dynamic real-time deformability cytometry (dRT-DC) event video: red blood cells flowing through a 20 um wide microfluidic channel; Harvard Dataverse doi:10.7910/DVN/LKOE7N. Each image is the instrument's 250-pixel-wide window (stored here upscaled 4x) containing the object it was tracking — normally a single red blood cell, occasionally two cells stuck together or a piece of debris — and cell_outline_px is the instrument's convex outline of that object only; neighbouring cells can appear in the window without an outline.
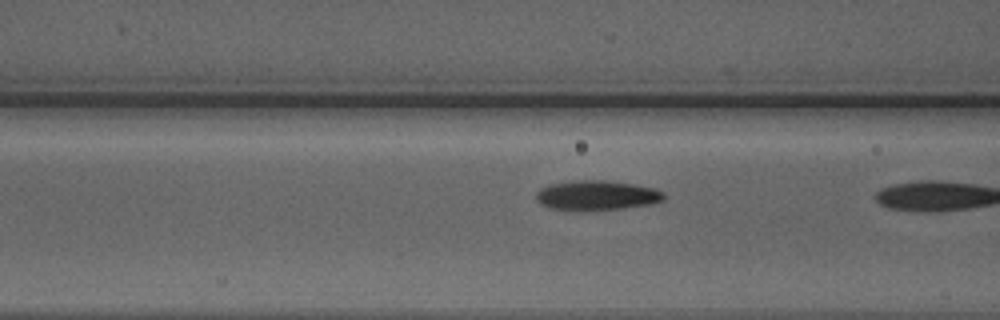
{"species": "Egyptian fruit bat (a non-hibernating species)", "species_latin": "Rousettus aegyptiacus", "temperature_condition": "warm", "stored_images_in_passage": 9, "camera_frame_rate_fps": 3000, "um_per_image_px": 0.085, "animal": {"sex": "male"}, "frame": {"image": 1, "passage_image": 8, "time_ms": 2.333, "image_size_px": [1000, 320], "cell_outline_px": [[664, 200], [652, 204], [624, 208], [584, 212], [572, 212], [548, 208], [540, 204], [536, 200], [536, 192], [540, 188], [548, 184], [572, 180], [604, 180], [632, 184], [652, 188], [664, 192]], "centroid_in_image_um": [50.64, 16.63], "position_along_channel_um": 116.0, "area_um2": 22.83}}